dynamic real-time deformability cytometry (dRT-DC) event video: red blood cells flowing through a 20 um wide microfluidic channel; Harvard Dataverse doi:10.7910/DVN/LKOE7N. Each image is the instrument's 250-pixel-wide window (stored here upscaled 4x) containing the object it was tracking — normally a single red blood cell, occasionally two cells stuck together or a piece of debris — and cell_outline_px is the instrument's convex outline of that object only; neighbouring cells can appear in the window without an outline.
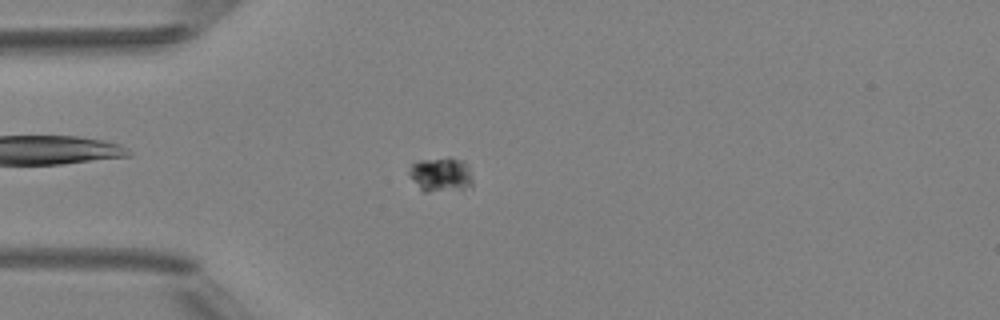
{"species": "Egyptian fruit bat (a non-hibernating species)", "species_latin": "Rousettus aegyptiacus", "temperature_condition": "room temperature", "stored_images_in_passage": 43, "camera_frame_rate_fps": 3000, "um_per_image_px": 0.085, "animal": {"sex": "female"}, "frame": {"image": 1, "passage_image": 6, "time_ms": 1.667, "image_size_px": [1000, 320], "cell_outline_px": [[472, 188], [428, 192], [420, 192], [412, 180], [408, 172], [412, 164], [420, 160], [448, 156], [464, 160], [472, 176]], "centroid_in_image_um": [37.47, 14.84], "position_along_channel_um": 47.5, "area_um2": 13.18}}
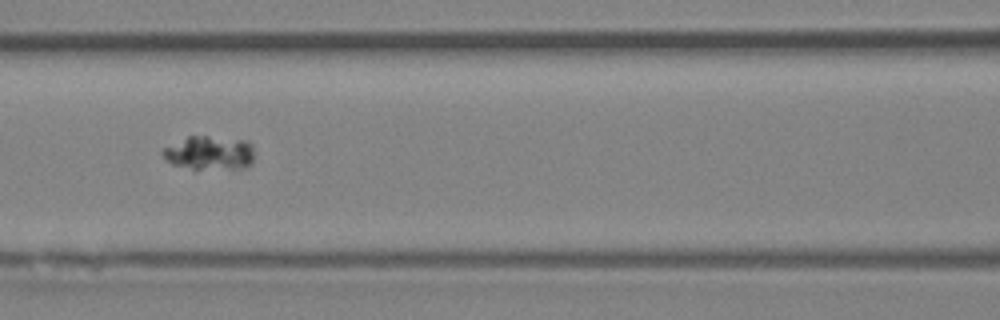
{"frame": {"image": 2, "passage_image": 15, "time_ms": 4.667, "image_size_px": [1000, 320], "cell_outline_px": [[252, 164], [244, 168], [192, 168], [172, 164], [160, 152], [164, 148], [188, 136], [208, 136], [248, 140], [252, 144]], "centroid_in_image_um": [17.83, 12.98], "position_along_channel_um": 148.8, "area_um2": 17.8}}
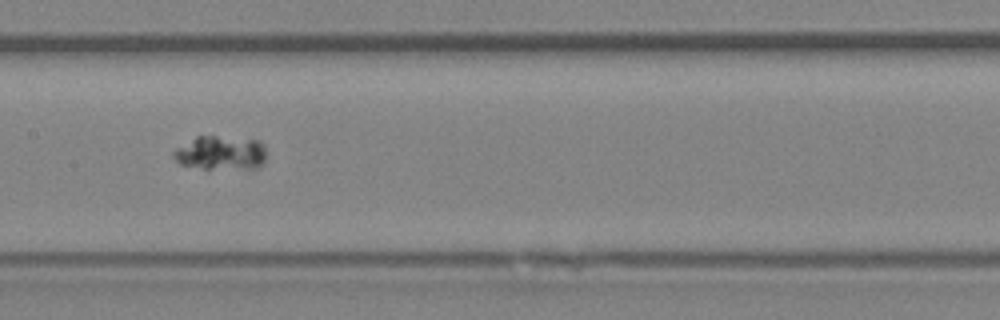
{"frame": {"image": 3, "passage_image": 18, "time_ms": 5.667, "image_size_px": [1000, 320], "cell_outline_px": [[264, 164], [260, 168], [204, 168], [180, 164], [172, 156], [172, 152], [176, 148], [196, 136], [216, 136], [260, 140], [264, 144]], "centroid_in_image_um": [18.77, 12.99], "position_along_channel_um": 188.6, "area_um2": 18.32}}